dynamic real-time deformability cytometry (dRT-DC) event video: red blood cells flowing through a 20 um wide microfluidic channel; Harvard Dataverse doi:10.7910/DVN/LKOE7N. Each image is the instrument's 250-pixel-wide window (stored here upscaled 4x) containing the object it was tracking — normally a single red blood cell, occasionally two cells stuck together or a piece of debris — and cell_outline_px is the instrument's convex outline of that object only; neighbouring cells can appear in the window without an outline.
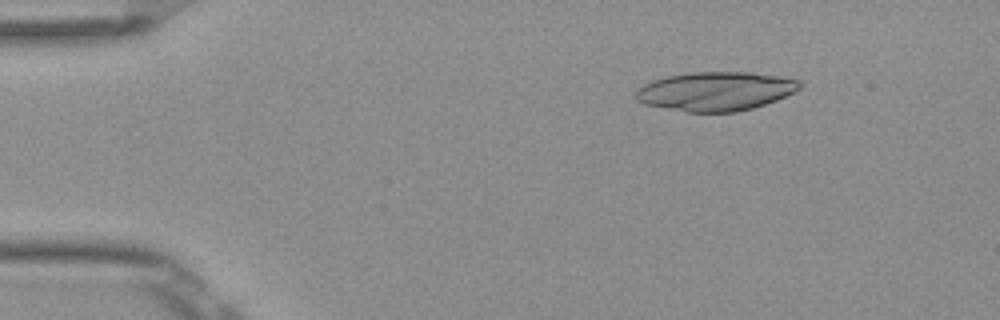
{"species": "Egyptian fruit bat (a non-hibernating species)", "species_latin": "Rousettus aegyptiacus", "temperature_condition": "room temperature", "stored_images_in_passage": 4, "camera_frame_rate_fps": 3000, "um_per_image_px": 0.085, "frame": {"image": 1, "passage_image": 2, "time_ms": 0.333, "image_size_px": [1000, 320], "cell_outline_px": [[804, 84], [796, 92], [776, 100], [752, 108], [736, 112], [688, 112], [644, 104], [636, 100], [636, 92], [644, 84], [652, 80], [668, 76], [692, 72], [752, 72], [784, 76], [800, 80]], "centroid_in_image_um": [60.89, 7.75], "position_along_channel_um": 24.1, "area_um2": 37.4}}